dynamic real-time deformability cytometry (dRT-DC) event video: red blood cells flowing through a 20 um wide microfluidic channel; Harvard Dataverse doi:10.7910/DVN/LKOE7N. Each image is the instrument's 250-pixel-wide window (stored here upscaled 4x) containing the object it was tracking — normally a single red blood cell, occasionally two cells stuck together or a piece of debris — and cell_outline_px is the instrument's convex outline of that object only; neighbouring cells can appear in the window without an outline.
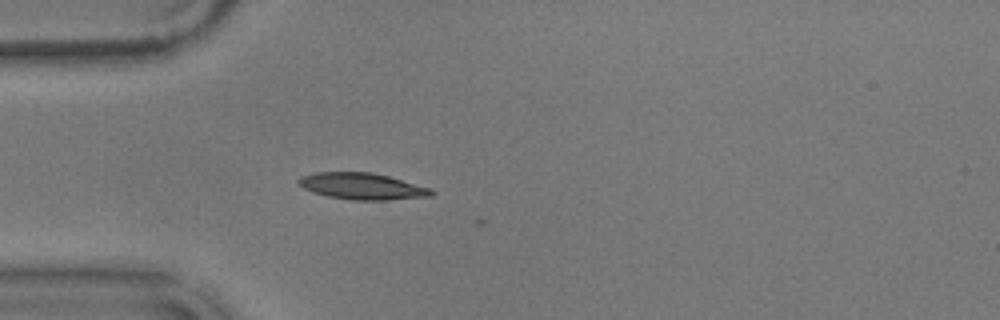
{"species": "common noctule bat (a hibernating species)", "species_latin": "Nyctalus noctula", "temperature_condition": "warm", "stored_images_in_passage": 4, "camera_frame_rate_fps": 3000, "um_per_image_px": 0.085, "animal": {"sex": "male", "body_mass_g": 17.9}, "frame": {"image": 1, "passage_image": 3, "time_ms": 0.667, "image_size_px": [1000, 320], "cell_outline_px": [[436, 192], [432, 196], [388, 200], [352, 200], [328, 196], [304, 188], [296, 180], [300, 176], [316, 172], [372, 172], [388, 176], [432, 188]], "centroid_in_image_um": [30.83, 15.83], "position_along_channel_um": 54.2, "area_um2": 20.52}}